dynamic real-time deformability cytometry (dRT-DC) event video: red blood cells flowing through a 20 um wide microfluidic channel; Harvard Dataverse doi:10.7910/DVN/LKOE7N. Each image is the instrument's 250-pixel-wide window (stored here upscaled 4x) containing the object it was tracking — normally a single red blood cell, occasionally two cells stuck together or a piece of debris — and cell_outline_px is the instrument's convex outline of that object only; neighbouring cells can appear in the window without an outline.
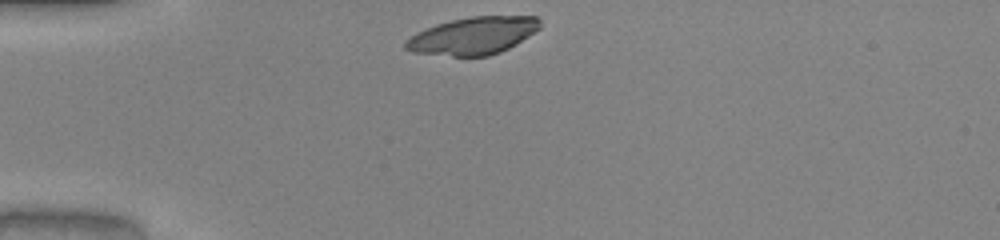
{"species": "common noctule bat (a hibernating species)", "species_latin": "Nyctalus noctula", "temperature_condition": "warm", "stored_images_in_passage": 29, "camera_frame_rate_fps": 3000, "um_per_image_px": 0.085, "animal": {"sex": "male", "body_mass_g": 20.0, "forearm_length_mm": 53.3}, "frame": {"image": 1, "passage_image": 1, "time_ms": 0.0, "image_size_px": [1000, 240], "cell_outline_px": [[540, 28], [516, 44], [500, 52], [488, 56], [452, 56], [412, 52], [404, 48], [404, 40], [416, 32], [436, 24], [452, 20], [472, 16], [536, 16], [540, 20]], "centroid_in_image_um": [40.18, 3.04], "position_along_channel_um": 44.8, "area_um2": 29.3}}
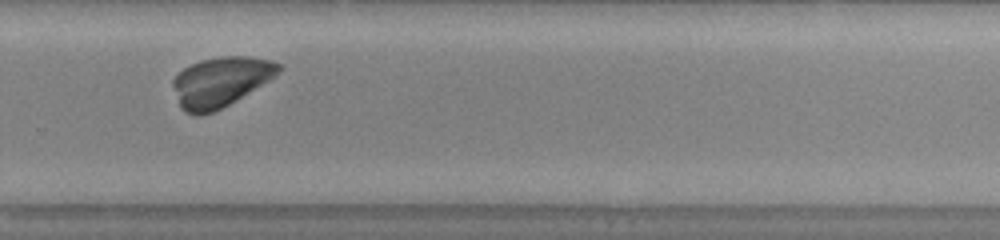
{"frame": {"image": 2, "passage_image": 23, "time_ms": 7.333, "image_size_px": [1000, 240], "cell_outline_px": [[284, 68], [276, 76], [228, 104], [212, 112], [196, 116], [184, 112], [180, 108], [172, 84], [172, 80], [184, 68], [200, 60], [220, 56], [248, 56], [272, 60], [284, 64]], "centroid_in_image_um": [18.77, 6.93], "position_along_channel_um": 311.0, "area_um2": 30.69}}
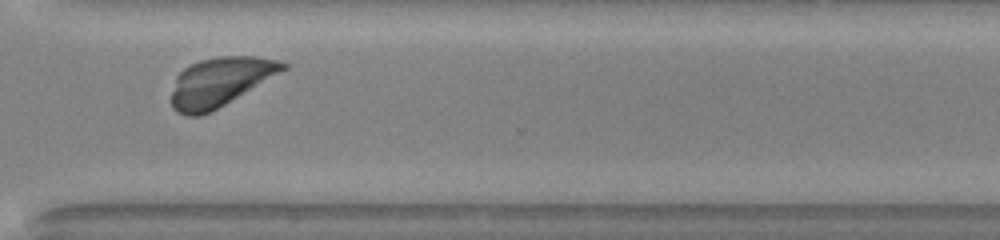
{"frame": {"image": 3, "passage_image": 26, "time_ms": 8.333, "image_size_px": [1000, 240], "cell_outline_px": [[288, 68], [224, 104], [200, 116], [184, 116], [176, 112], [172, 108], [172, 92], [176, 76], [184, 68], [200, 60], [220, 56], [256, 56], [276, 60], [288, 64]], "centroid_in_image_um": [18.67, 6.95], "position_along_channel_um": 351.9, "area_um2": 31.33}}